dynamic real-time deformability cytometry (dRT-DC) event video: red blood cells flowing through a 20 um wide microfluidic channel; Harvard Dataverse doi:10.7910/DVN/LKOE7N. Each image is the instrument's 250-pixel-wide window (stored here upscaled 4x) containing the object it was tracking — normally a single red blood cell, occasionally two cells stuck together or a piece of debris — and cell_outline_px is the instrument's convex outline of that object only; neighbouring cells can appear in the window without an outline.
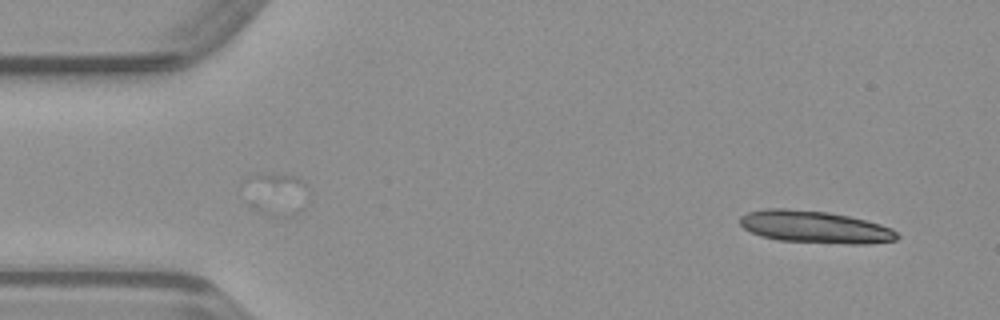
{"species": "common noctule bat (a hibernating species)", "species_latin": "Nyctalus noctula", "temperature_condition": "warm", "stored_images_in_passage": 40, "camera_frame_rate_fps": 3000, "um_per_image_px": 0.085, "animal": {"sex": "male", "body_mass_g": 23.1, "forearm_length_mm": 52.7}, "frame": {"image": 1, "passage_image": 1, "time_ms": 0.0, "image_size_px": [1000, 320], "cell_outline_px": [[900, 236], [896, 240], [868, 244], [848, 244], [780, 240], [760, 236], [744, 228], [740, 224], [740, 216], [748, 212], [764, 208], [784, 208], [828, 212], [848, 216], [880, 224], [892, 228]], "centroid_in_image_um": [69.27, 19.29], "position_along_channel_um": 15.7, "area_um2": 29.48}}
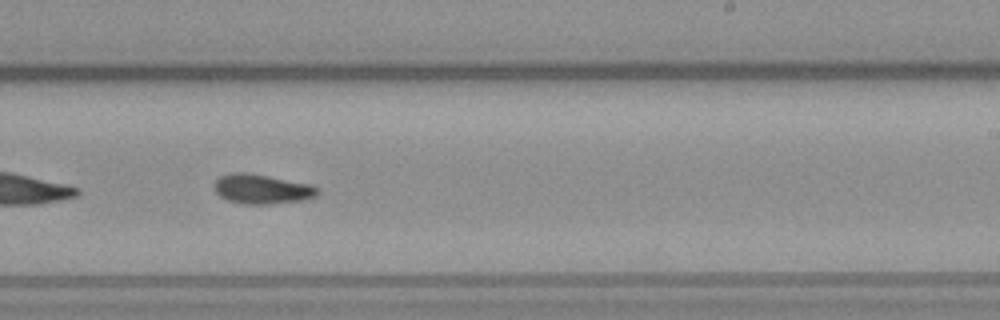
{"frame": {"image": 2, "passage_image": 27, "time_ms": 8.667, "image_size_px": [1000, 320], "cell_outline_px": [[320, 192], [316, 196], [300, 200], [268, 204], [244, 204], [228, 200], [220, 196], [216, 192], [216, 180], [220, 176], [236, 172], [248, 172], [312, 184], [320, 188]], "centroid_in_image_um": [22.31, 16.06], "position_along_channel_um": 266.7, "area_um2": 17.74}}
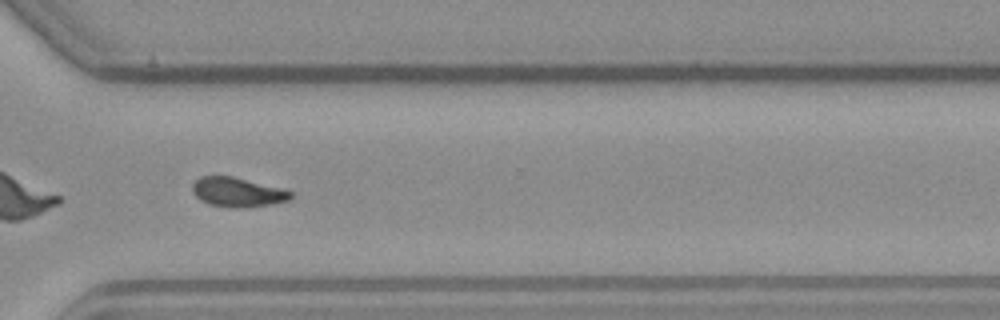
{"frame": {"image": 3, "passage_image": 33, "time_ms": 10.667, "image_size_px": [1000, 320], "cell_outline_px": [[292, 196], [288, 200], [272, 204], [244, 208], [232, 208], [208, 204], [200, 200], [192, 192], [192, 184], [200, 176], [232, 176], [280, 188], [292, 192]], "centroid_in_image_um": [20.15, 16.34], "position_along_channel_um": 350.5, "area_um2": 16.82}}